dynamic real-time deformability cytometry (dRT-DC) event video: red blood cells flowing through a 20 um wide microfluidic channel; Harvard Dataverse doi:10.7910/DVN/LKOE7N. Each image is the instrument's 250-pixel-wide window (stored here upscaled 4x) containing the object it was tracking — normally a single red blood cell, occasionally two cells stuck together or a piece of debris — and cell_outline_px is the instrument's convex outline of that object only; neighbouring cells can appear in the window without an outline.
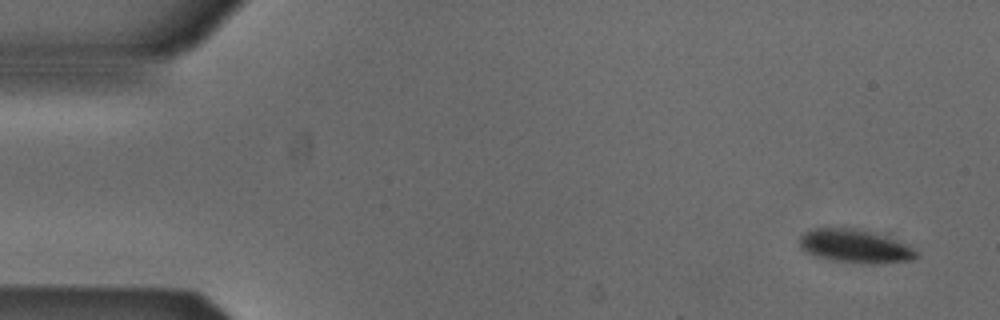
{"species": "Egyptian fruit bat (a non-hibernating species)", "species_latin": "Rousettus aegyptiacus", "temperature_condition": "cold", "stored_images_in_passage": 8, "camera_frame_rate_fps": 3000, "um_per_image_px": 0.085, "animal": {"sex": "male"}, "frame": {"image": 1, "passage_image": 1, "time_ms": 0.0, "image_size_px": [1000, 320], "cell_outline_px": [[920, 256], [916, 260], [872, 264], [864, 264], [828, 260], [812, 256], [800, 248], [800, 236], [804, 232], [816, 228], [852, 228], [888, 232], [908, 244]], "centroid_in_image_um": [72.77, 20.91], "position_along_channel_um": 12.2, "area_um2": 23.93}}
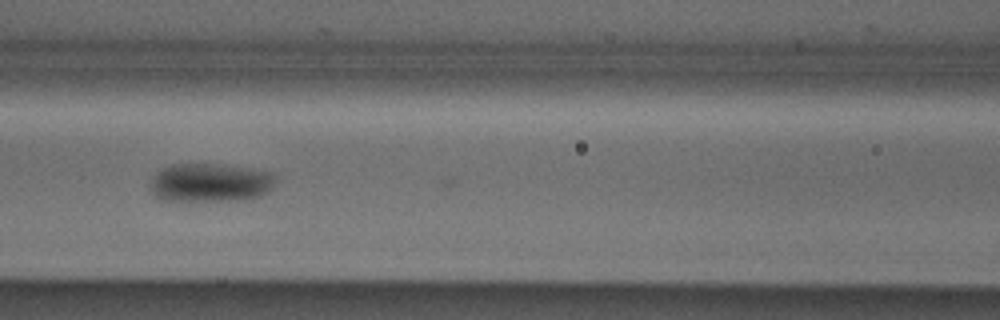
{"frame": {"image": 2, "passage_image": 6, "time_ms": 1.667, "image_size_px": [1000, 320], "cell_outline_px": [[272, 184], [268, 192], [260, 196], [244, 200], [160, 200], [152, 192], [148, 184], [152, 176], [160, 168], [172, 164], [216, 164], [248, 168], [272, 172]], "centroid_in_image_um": [17.79, 15.52], "position_along_channel_um": 148.8, "area_um2": 28.15}}
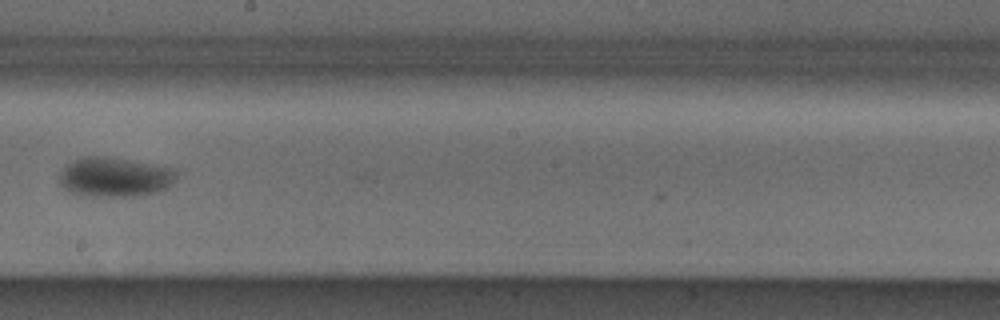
{"frame": {"image": 3, "passage_image": 8, "time_ms": 2.333, "image_size_px": [1000, 320], "cell_outline_px": [[176, 176], [168, 188], [160, 192], [136, 196], [80, 196], [64, 188], [60, 184], [60, 172], [72, 160], [88, 156], [104, 156], [168, 168], [176, 172]], "centroid_in_image_um": [9.71, 15.08], "position_along_channel_um": 238.5, "area_um2": 26.59}}